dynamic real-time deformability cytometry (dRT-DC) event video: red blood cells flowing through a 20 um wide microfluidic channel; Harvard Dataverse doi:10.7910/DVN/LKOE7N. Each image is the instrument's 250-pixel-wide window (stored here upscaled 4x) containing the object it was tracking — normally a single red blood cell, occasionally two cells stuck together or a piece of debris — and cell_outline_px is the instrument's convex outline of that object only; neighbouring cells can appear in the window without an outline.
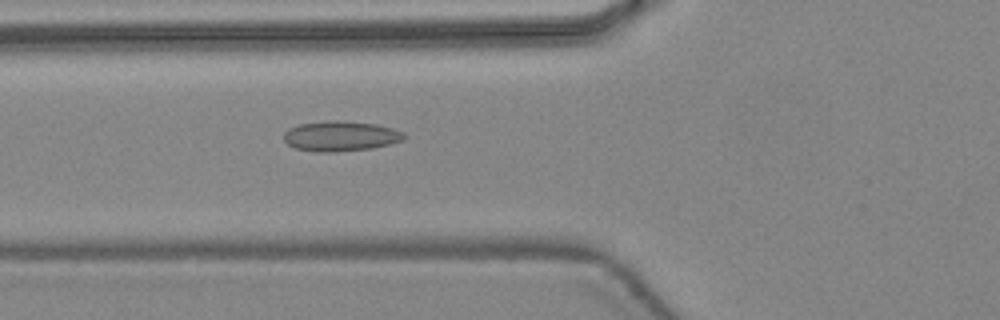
{"species": "common noctule bat (a hibernating species)", "species_latin": "Nyctalus noctula", "temperature_condition": "warm", "stored_images_in_passage": 46, "camera_frame_rate_fps": 3000, "um_per_image_px": 0.085, "animal": {"sex": "female", "body_mass_g": 24.6, "forearm_length_mm": 56.2}, "frame": {"image": 1, "passage_image": 18, "time_ms": 5.667, "image_size_px": [1000, 320], "cell_outline_px": [[408, 136], [404, 140], [372, 148], [336, 152], [316, 152], [296, 148], [288, 144], [284, 140], [284, 132], [288, 128], [300, 124], [328, 120], [340, 120], [376, 124], [392, 128], [404, 132]], "centroid_in_image_um": [28.96, 11.56], "position_along_channel_um": 96.8, "area_um2": 21.27}}
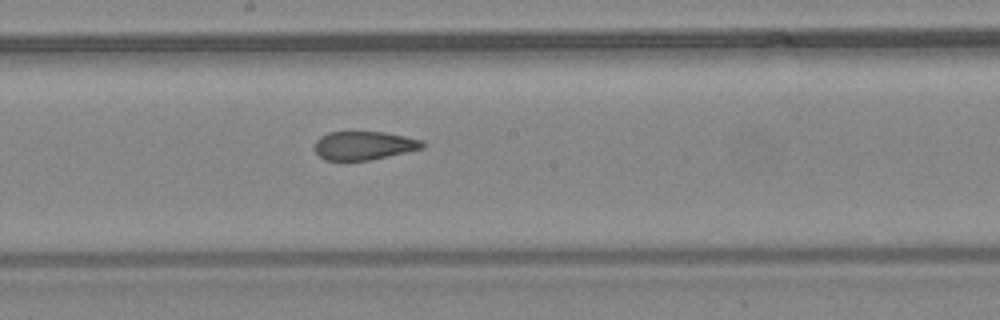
{"frame": {"image": 2, "passage_image": 26, "time_ms": 8.333, "image_size_px": [1000, 320], "cell_outline_px": [[424, 148], [368, 160], [324, 160], [316, 152], [316, 140], [320, 136], [328, 132], [384, 132], [424, 140]], "centroid_in_image_um": [30.94, 12.36], "position_along_channel_um": 217.3, "area_um2": 17.74}}
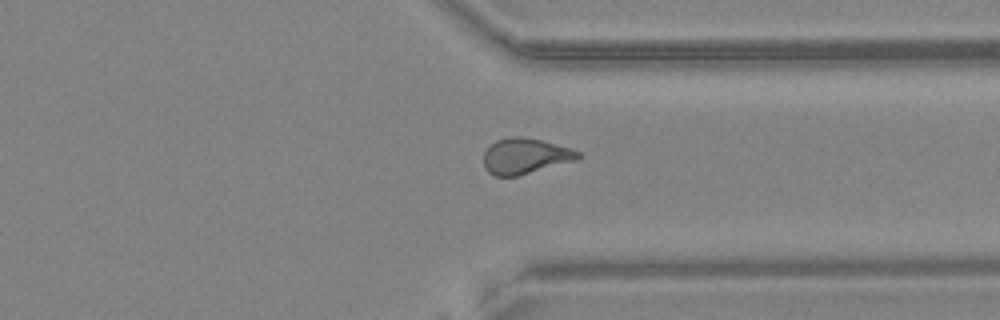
{"frame": {"image": 3, "passage_image": 36, "time_ms": 11.667, "image_size_px": [1000, 320], "cell_outline_px": [[584, 156], [576, 160], [516, 176], [496, 176], [488, 172], [484, 168], [484, 152], [496, 140], [512, 136], [520, 136], [540, 140], [572, 148], [580, 152]], "centroid_in_image_um": [44.66, 13.26], "position_along_channel_um": 366.7, "area_um2": 19.54}, "authors_computed_cell_mechanics": {"area_um2": 19.9988, "velocity_mm_per_s": 4.4935, "shape_relaxation_time_tau1_ms": null, "shape_relaxation_time_tau2_ms": 1.6367, "deformation_change_tau1": null, "deformation_change_tau2": 0.0818}}